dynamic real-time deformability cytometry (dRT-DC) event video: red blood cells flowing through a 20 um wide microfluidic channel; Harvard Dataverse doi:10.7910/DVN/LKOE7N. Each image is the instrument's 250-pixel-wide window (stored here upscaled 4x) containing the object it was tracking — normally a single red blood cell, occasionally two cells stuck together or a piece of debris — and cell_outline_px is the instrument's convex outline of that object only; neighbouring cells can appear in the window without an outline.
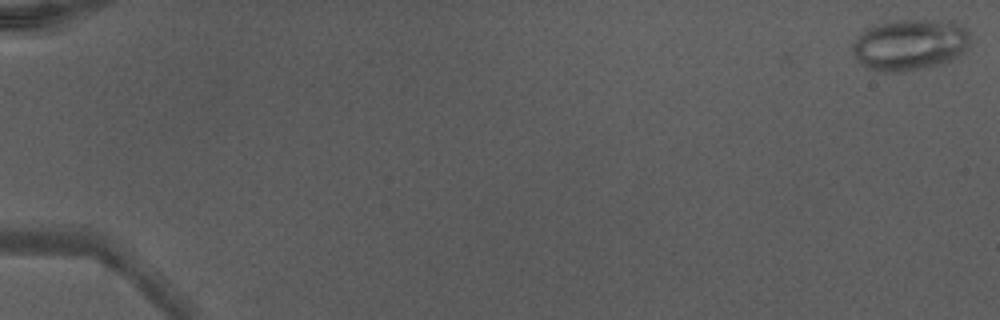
{"species": "Egyptian fruit bat (a non-hibernating species)", "species_latin": "Rousettus aegyptiacus", "temperature_condition": "warm", "stored_images_in_passage": 47, "camera_frame_rate_fps": 3000, "um_per_image_px": 0.085, "animal": {"sex": "male"}, "frame": {"image": 1, "passage_image": 1, "time_ms": 0.0, "image_size_px": [1000, 320], "cell_outline_px": [[968, 44], [964, 52], [948, 60], [924, 68], [904, 72], [884, 72], [868, 68], [852, 52], [852, 44], [868, 28], [892, 20], [928, 20], [956, 24], [964, 28], [968, 32]], "centroid_in_image_um": [77.31, 3.81], "position_along_channel_um": 7.7, "area_um2": 34.16}}
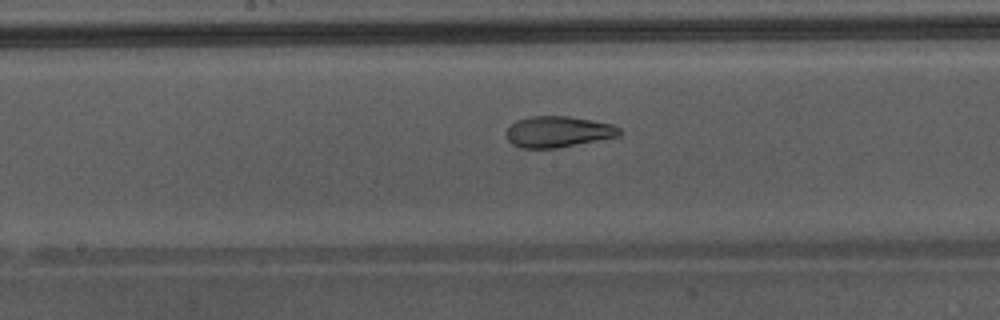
{"frame": {"image": 2, "passage_image": 28, "time_ms": 9.0, "image_size_px": [1000, 320], "cell_outline_px": [[620, 136], [556, 148], [520, 148], [512, 144], [508, 140], [504, 132], [516, 120], [532, 116], [568, 116], [592, 120], [612, 124], [620, 128]], "centroid_in_image_um": [47.41, 11.2], "position_along_channel_um": 200.8, "area_um2": 20.52}}
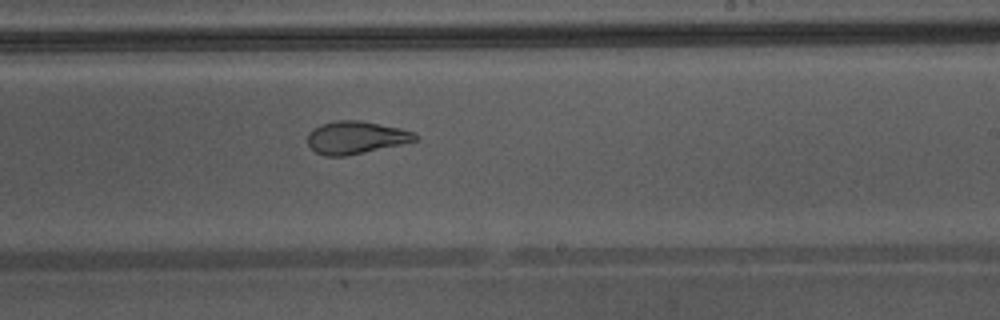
{"frame": {"image": 3, "passage_image": 32, "time_ms": 10.333, "image_size_px": [1000, 320], "cell_outline_px": [[420, 136], [416, 140], [400, 144], [364, 152], [344, 156], [324, 156], [316, 152], [308, 144], [308, 132], [320, 124], [336, 120], [360, 120], [400, 128], [412, 132]], "centroid_in_image_um": [30.22, 11.68], "position_along_channel_um": 258.8, "area_um2": 20.29}}